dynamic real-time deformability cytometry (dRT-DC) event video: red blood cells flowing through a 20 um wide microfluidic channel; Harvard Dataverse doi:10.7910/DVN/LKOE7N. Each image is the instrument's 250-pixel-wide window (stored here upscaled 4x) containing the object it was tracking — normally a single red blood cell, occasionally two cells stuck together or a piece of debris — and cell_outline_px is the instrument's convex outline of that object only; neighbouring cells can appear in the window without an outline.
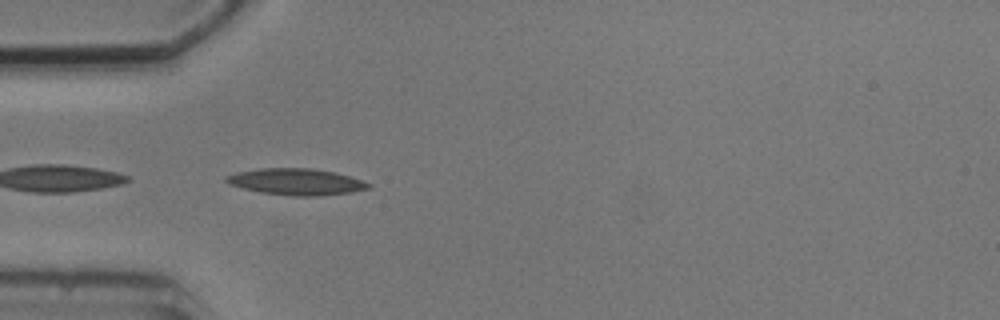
{"species": "common noctule bat (a hibernating species)", "species_latin": "Nyctalus noctula", "temperature_condition": "cold", "stored_images_in_passage": 5, "camera_frame_rate_fps": 3000, "um_per_image_px": 0.085, "animal": {"sex": "male", "body_mass_g": 20.5, "forearm_length_mm": 52.5}, "frame": {"image": 1, "passage_image": 4, "time_ms": 3.667, "image_size_px": [1000, 320], "cell_outline_px": [[372, 188], [352, 192], [320, 196], [292, 196], [260, 192], [228, 184], [224, 180], [224, 176], [236, 172], [260, 168], [312, 168], [336, 172], [372, 184]], "centroid_in_image_um": [25.17, 15.45], "position_along_channel_um": 59.8, "area_um2": 22.08}}